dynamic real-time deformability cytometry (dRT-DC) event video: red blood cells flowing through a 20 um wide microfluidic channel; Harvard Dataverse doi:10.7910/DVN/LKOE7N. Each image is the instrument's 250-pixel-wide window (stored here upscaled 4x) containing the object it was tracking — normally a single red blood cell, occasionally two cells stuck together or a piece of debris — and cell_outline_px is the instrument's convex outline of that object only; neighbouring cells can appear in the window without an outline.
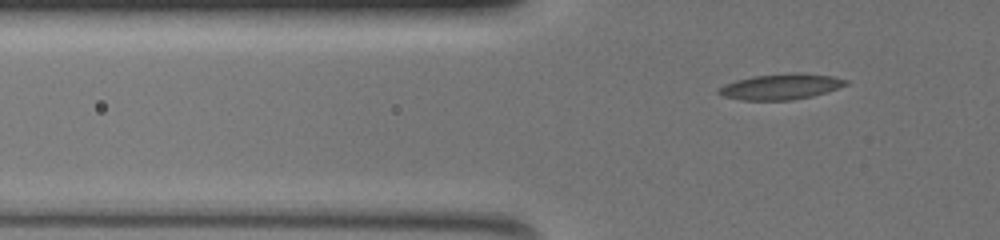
{"species": "common noctule bat (a hibernating species)", "species_latin": "Nyctalus noctula", "temperature_condition": "warm", "stored_images_in_passage": 39, "camera_frame_rate_fps": 3000, "um_per_image_px": 0.085, "animal": {"sex": "female", "body_mass_g": 19.5, "forearm_length_mm": 54.1}, "frame": {"image": 1, "passage_image": 3, "time_ms": 0.667, "image_size_px": [1000, 240], "cell_outline_px": [[848, 84], [812, 96], [792, 100], [740, 100], [724, 96], [716, 92], [716, 88], [724, 84], [736, 80], [752, 76], [792, 72], [796, 72], [832, 76], [848, 80]], "centroid_in_image_um": [66.31, 7.36], "position_along_channel_um": 59.5, "area_um2": 19.07}}
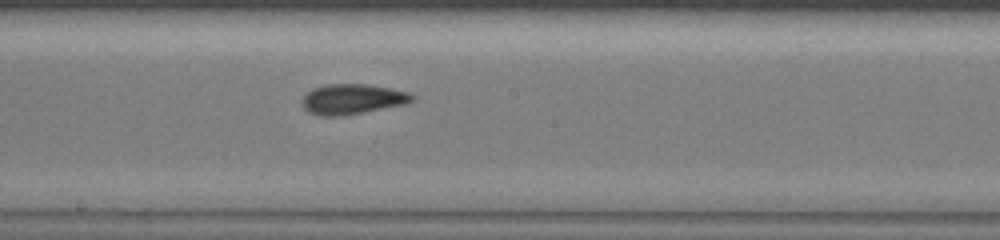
{"frame": {"image": 2, "passage_image": 17, "time_ms": 5.333, "image_size_px": [1000, 240], "cell_outline_px": [[412, 100], [404, 104], [364, 112], [340, 116], [320, 116], [308, 112], [304, 108], [304, 96], [312, 88], [328, 84], [364, 84], [388, 88], [408, 92], [412, 96]], "centroid_in_image_um": [29.91, 8.43], "position_along_channel_um": 218.3, "area_um2": 18.96}}
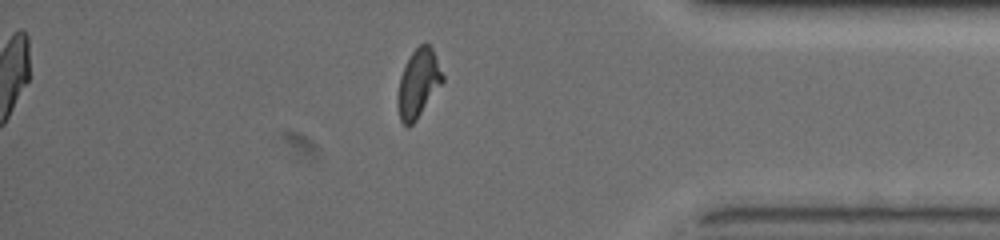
{"frame": {"image": 3, "passage_image": 33, "time_ms": 10.667, "image_size_px": [1000, 240], "cell_outline_px": [[444, 80], [416, 120], [408, 128], [400, 120], [396, 100], [400, 76], [412, 52], [420, 44], [428, 44], [432, 48], [444, 76]], "centroid_in_image_um": [35.54, 7.11], "position_along_channel_um": 399.7, "area_um2": 17.63}}